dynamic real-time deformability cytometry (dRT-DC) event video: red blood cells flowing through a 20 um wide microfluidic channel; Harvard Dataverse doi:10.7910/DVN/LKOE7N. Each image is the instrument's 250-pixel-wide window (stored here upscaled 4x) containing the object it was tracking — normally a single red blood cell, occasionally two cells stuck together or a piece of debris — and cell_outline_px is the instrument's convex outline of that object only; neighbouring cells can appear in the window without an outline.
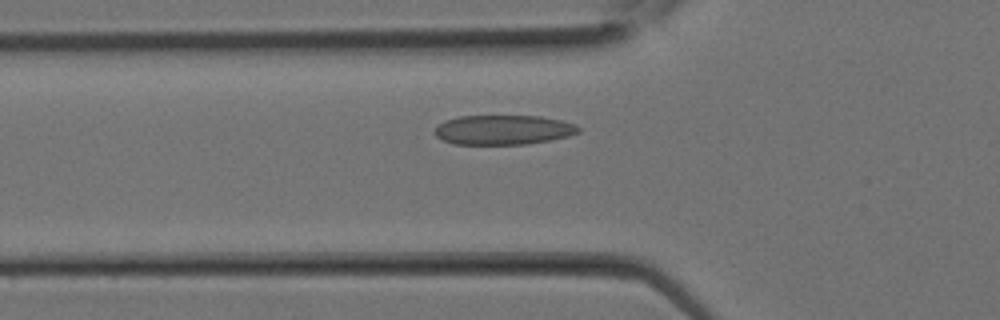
{"species": "Egyptian fruit bat (a non-hibernating species)", "species_latin": "Rousettus aegyptiacus", "temperature_condition": "room temperature", "stored_images_in_passage": 11, "camera_frame_rate_fps": 3000, "um_per_image_px": 0.085, "animal": {"sex": "female"}, "frame": {"image": 1, "passage_image": 7, "time_ms": 2.0, "image_size_px": [1000, 320], "cell_outline_px": [[580, 132], [568, 136], [528, 144], [456, 144], [444, 140], [436, 136], [436, 124], [444, 120], [460, 116], [540, 116], [560, 120], [576, 124], [580, 128]], "centroid_in_image_um": [42.78, 11.03], "position_along_channel_um": 83.0, "area_um2": 24.74}}
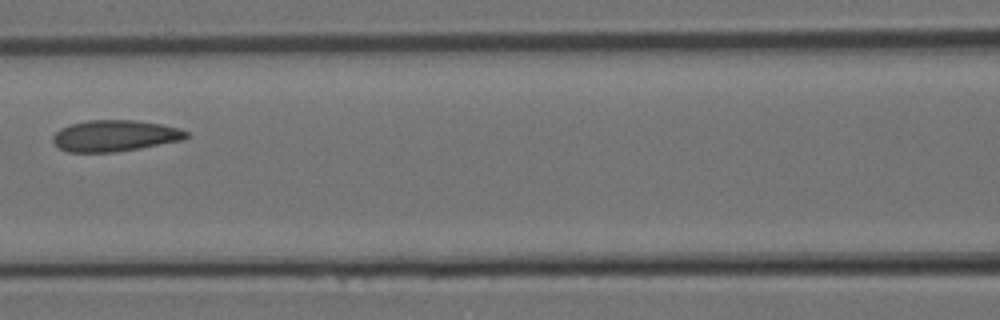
{"frame": {"image": 2, "passage_image": 10, "time_ms": 3.0, "image_size_px": [1000, 320], "cell_outline_px": [[188, 136], [184, 140], [140, 148], [116, 152], [68, 152], [60, 148], [52, 140], [52, 136], [60, 128], [72, 124], [88, 120], [132, 120], [160, 124], [176, 128], [188, 132]], "centroid_in_image_um": [9.75, 11.55], "position_along_channel_um": 156.9, "area_um2": 24.16}}